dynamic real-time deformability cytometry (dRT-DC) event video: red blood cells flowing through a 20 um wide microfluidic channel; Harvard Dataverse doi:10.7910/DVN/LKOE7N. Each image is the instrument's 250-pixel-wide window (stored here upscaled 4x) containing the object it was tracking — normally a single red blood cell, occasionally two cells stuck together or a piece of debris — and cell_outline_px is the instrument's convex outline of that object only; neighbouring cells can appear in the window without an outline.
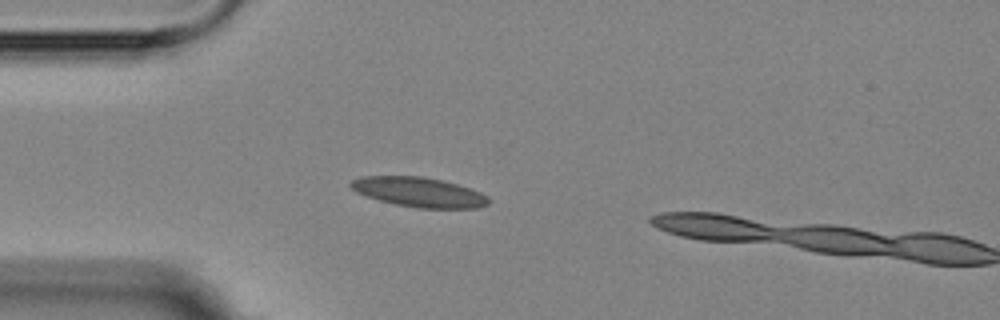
{"species": "Egyptian fruit bat (a non-hibernating species)", "species_latin": "Rousettus aegyptiacus", "temperature_condition": "room temperature", "stored_images_in_passage": 4, "camera_frame_rate_fps": 3000, "um_per_image_px": 0.085, "animal": {"sex": "female"}, "frame": {"image": 1, "passage_image": 3, "time_ms": 2.333, "image_size_px": [1000, 320], "cell_outline_px": [[492, 200], [488, 204], [476, 208], [416, 208], [396, 204], [380, 200], [356, 192], [348, 184], [352, 180], [364, 176], [420, 176], [440, 180], [456, 184], [480, 192], [488, 196]], "centroid_in_image_um": [35.63, 16.33], "position_along_channel_um": 49.4, "area_um2": 23.64}}